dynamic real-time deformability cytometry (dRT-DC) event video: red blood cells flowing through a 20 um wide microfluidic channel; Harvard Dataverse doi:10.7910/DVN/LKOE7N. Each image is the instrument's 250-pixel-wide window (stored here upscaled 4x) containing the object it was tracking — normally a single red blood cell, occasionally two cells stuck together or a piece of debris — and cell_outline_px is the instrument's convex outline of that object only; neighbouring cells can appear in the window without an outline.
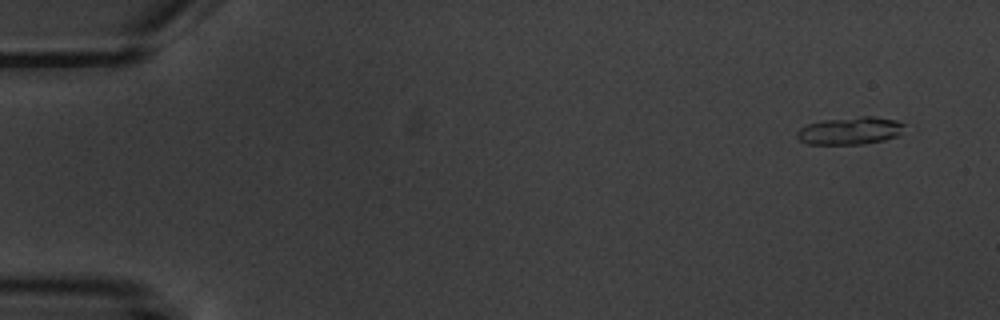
{"species": "common noctule bat (a hibernating species)", "species_latin": "Nyctalus noctula", "temperature_condition": "warm", "stored_images_in_passage": 6, "camera_frame_rate_fps": 3000, "um_per_image_px": 0.085, "animal": {"sex": "male", "body_mass_g": 20.1, "forearm_length_mm": 53.5}, "frame": {"image": 1, "passage_image": 1, "time_ms": 0.0, "image_size_px": [1000, 320], "cell_outline_px": [[904, 124], [900, 136], [884, 140], [864, 144], [808, 144], [800, 140], [796, 136], [796, 132], [800, 128], [808, 124], [824, 120], [860, 116], [872, 116], [896, 120]], "centroid_in_image_um": [72.27, 11.11], "position_along_channel_um": 12.7, "area_um2": 17.28}}